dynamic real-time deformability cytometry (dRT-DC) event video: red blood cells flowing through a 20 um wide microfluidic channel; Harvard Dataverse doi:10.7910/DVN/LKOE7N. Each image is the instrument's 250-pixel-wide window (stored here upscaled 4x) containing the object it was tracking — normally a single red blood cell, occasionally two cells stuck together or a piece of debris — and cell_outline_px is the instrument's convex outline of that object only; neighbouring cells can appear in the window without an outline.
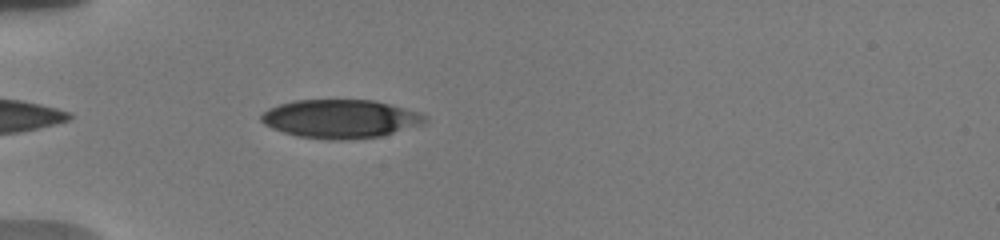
{"species": "human", "species_latin": "Homo sapiens", "temperature_condition": "warm", "stored_images_in_passage": 55, "camera_frame_rate_fps": 3000, "um_per_image_px": 0.085, "donor": {"sex": "male"}, "frame": {"image": 1, "passage_image": 5, "time_ms": 1.0, "image_size_px": [1000, 240], "cell_outline_px": [[428, 120], [424, 124], [380, 136], [344, 140], [332, 140], [296, 136], [272, 128], [264, 124], [260, 120], [260, 116], [268, 108], [292, 100], [372, 100], [404, 108], [428, 116]], "centroid_in_image_um": [28.92, 10.1], "position_along_channel_um": 56.1, "area_um2": 36.7}}
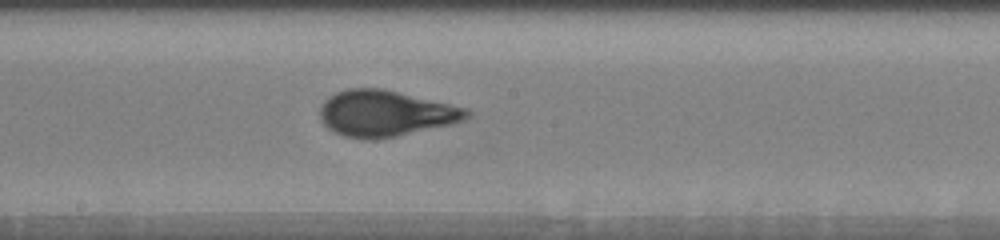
{"frame": {"image": 2, "passage_image": 25, "time_ms": 5.667, "image_size_px": [1000, 240], "cell_outline_px": [[472, 112], [464, 120], [456, 124], [376, 140], [364, 140], [344, 136], [332, 132], [320, 120], [320, 108], [324, 100], [328, 96], [336, 92], [348, 88], [384, 88], [468, 108]], "centroid_in_image_um": [32.77, 9.65], "position_along_channel_um": 215.4, "area_um2": 40.06}}
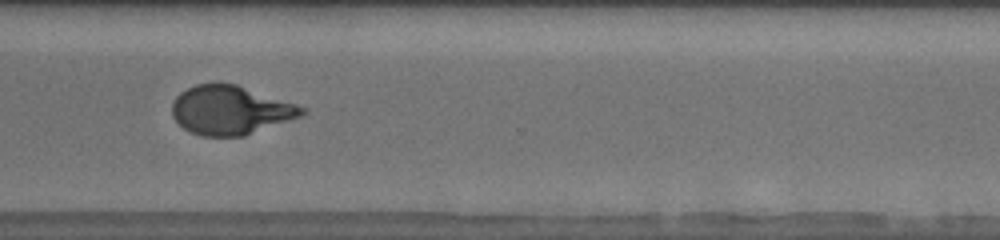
{"frame": {"image": 3, "passage_image": 41, "time_ms": 9.333, "image_size_px": [1000, 240], "cell_outline_px": [[308, 108], [300, 116], [244, 136], [200, 136], [184, 128], [172, 116], [172, 104], [176, 96], [180, 92], [196, 84], [236, 84]], "centroid_in_image_um": [19.57, 9.37], "position_along_channel_um": 351.0, "area_um2": 36.53}, "authors_computed_cell_mechanics": {"area_um2": 38.6682, "velocity_mm_per_s": 3.7046, "shape_relaxation_time_tau1_ms": 5.2373, "shape_relaxation_time_tau2_ms": null, "deformation_change_tau1": 0.2254, "deformation_change_tau2": null}}